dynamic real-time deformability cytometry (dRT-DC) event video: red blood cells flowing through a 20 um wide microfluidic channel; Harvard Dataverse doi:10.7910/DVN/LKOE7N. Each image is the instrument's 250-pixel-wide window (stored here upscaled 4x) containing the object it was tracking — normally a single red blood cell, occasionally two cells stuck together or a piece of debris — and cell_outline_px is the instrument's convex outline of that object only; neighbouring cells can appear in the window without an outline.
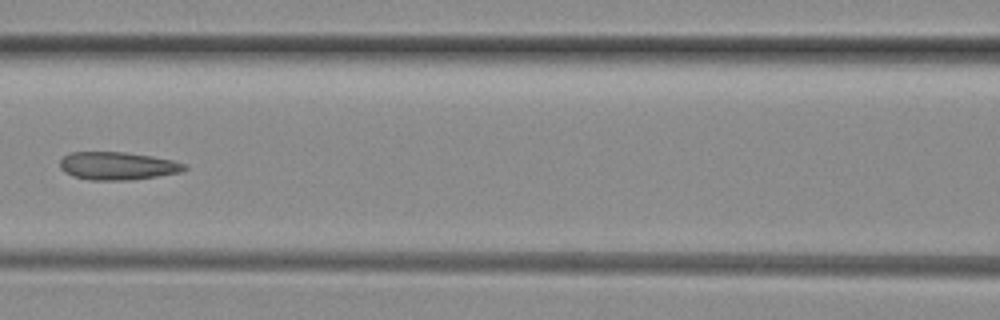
{"species": "common noctule bat (a hibernating species)", "species_latin": "Nyctalus noctula", "temperature_condition": "room temperature", "stored_images_in_passage": 6, "camera_frame_rate_fps": 3000, "um_per_image_px": 0.085, "animal": {"sex": "female", "body_mass_g": 29.2, "forearm_length_mm": 56.3}, "frame": {"image": 1, "passage_image": 6, "time_ms": 1.667, "image_size_px": [1000, 320], "cell_outline_px": [[188, 168], [180, 172], [156, 176], [128, 180], [88, 180], [72, 176], [64, 172], [60, 168], [60, 160], [68, 152], [124, 152], [152, 156], [172, 160], [188, 164]], "centroid_in_image_um": [9.97, 14.1], "position_along_channel_um": 156.6, "area_um2": 20.35}}